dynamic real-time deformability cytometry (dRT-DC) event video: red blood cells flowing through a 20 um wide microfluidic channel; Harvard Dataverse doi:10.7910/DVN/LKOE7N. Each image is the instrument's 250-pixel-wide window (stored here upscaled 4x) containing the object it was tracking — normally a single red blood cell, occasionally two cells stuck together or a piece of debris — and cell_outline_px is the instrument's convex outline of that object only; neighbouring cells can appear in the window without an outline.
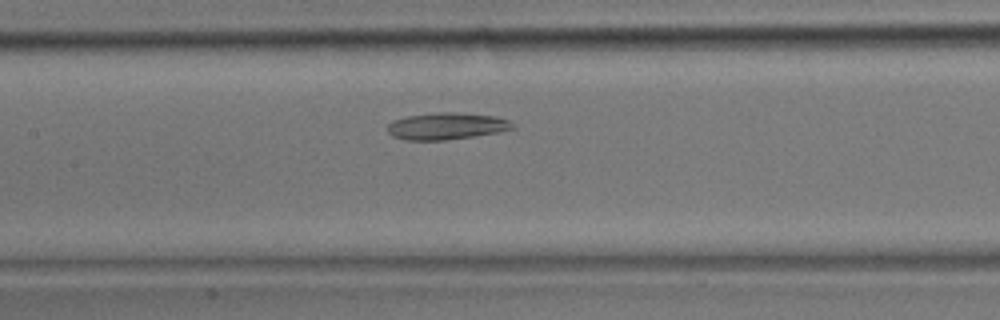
{"species": "common noctule bat (a hibernating species)", "species_latin": "Nyctalus noctula", "temperature_condition": "room temperature", "stored_images_in_passage": 28, "camera_frame_rate_fps": 3000, "um_per_image_px": 0.085, "animal": {"sex": "male", "body_mass_g": 17.9}, "frame": {"image": 1, "passage_image": 10, "time_ms": 3.0, "image_size_px": [1000, 320], "cell_outline_px": [[516, 128], [496, 132], [472, 136], [444, 140], [404, 140], [392, 136], [388, 132], [388, 124], [392, 120], [408, 116], [440, 112], [456, 112], [496, 116], [508, 120], [516, 124]], "centroid_in_image_um": [37.96, 10.71], "position_along_channel_um": 169.4, "area_um2": 19.54}}
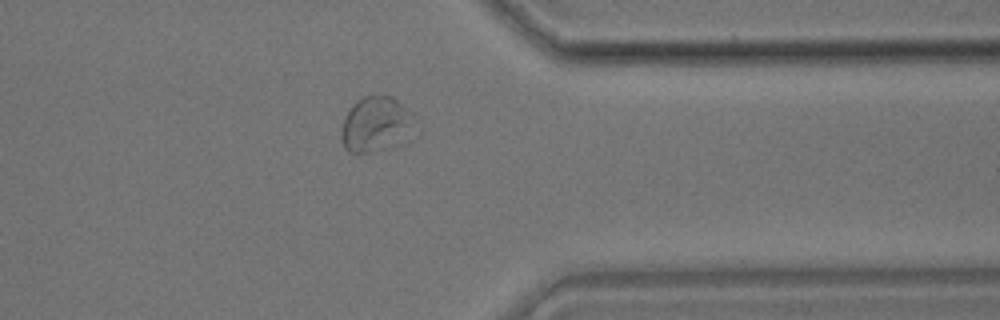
{"frame": {"image": 2, "passage_image": 21, "time_ms": 6.667, "image_size_px": [1000, 320], "cell_outline_px": [[416, 116], [412, 124], [388, 148], [368, 152], [348, 152], [344, 148], [340, 136], [340, 132], [344, 116], [348, 108], [356, 100], [364, 96], [392, 96], [412, 112]], "centroid_in_image_um": [31.82, 10.51], "position_along_channel_um": 379.6, "area_um2": 22.89}}
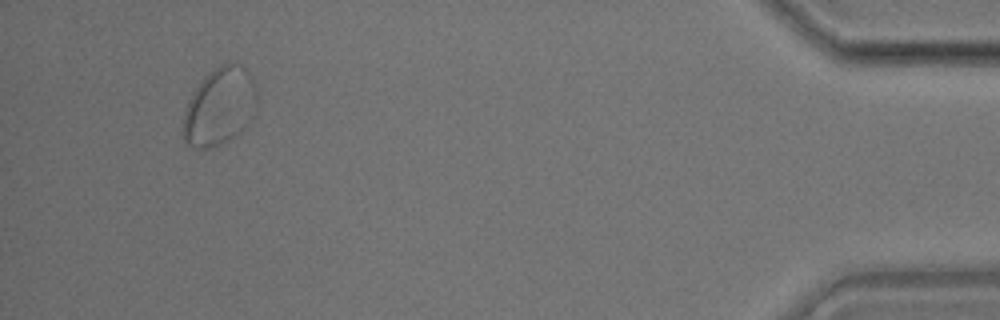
{"frame": {"image": 3, "passage_image": 26, "time_ms": 8.333, "image_size_px": [1000, 320], "cell_outline_px": [[248, 120], [240, 132], [236, 136], [212, 148], [192, 148], [184, 140], [184, 108], [192, 92], [204, 76], [212, 68], [220, 64], [232, 64]], "centroid_in_image_um": [18.24, 9.31], "position_along_channel_um": 417.0, "area_um2": 28.26}}